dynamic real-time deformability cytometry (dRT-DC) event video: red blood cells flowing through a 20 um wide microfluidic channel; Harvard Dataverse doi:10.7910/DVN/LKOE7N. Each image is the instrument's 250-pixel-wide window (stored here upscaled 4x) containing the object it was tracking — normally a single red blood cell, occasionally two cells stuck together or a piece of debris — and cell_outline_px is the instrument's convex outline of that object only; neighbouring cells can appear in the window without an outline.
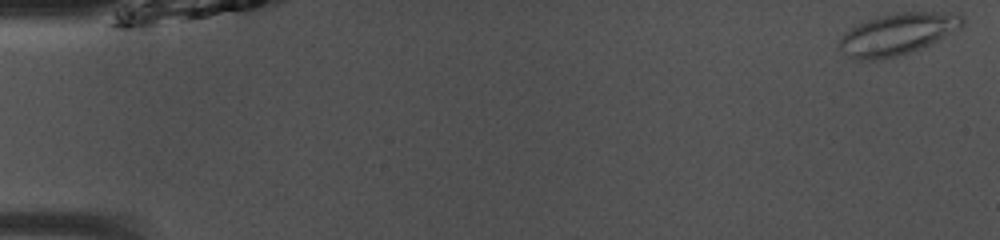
{"species": "common noctule bat (a hibernating species)", "species_latin": "Nyctalus noctula", "temperature_condition": "room temperature", "stored_images_in_passage": 45, "camera_frame_rate_fps": 3000, "um_per_image_px": 0.085, "animal": {"sex": "male", "body_mass_g": 13.0, "forearm_length_mm": 53.1}, "frame": {"image": 1, "passage_image": 1, "time_ms": 0.0, "image_size_px": [1000, 240], "cell_outline_px": [[964, 24], [960, 28], [920, 48], [896, 56], [876, 60], [856, 60], [840, 52], [840, 40], [844, 32], [868, 20], [880, 16], [900, 12], [960, 12], [964, 16]], "centroid_in_image_um": [76.3, 2.88], "position_along_channel_um": 8.7, "area_um2": 29.54}}
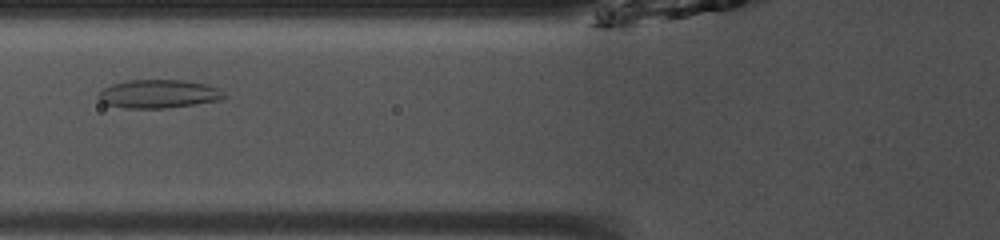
{"frame": {"image": 2, "passage_image": 19, "time_ms": 6.0, "image_size_px": [1000, 240], "cell_outline_px": [[228, 96], [220, 100], [164, 108], [124, 108], [104, 104], [96, 96], [104, 88], [112, 84], [128, 80], [184, 80], [204, 84], [220, 88]], "centroid_in_image_um": [13.48, 7.98], "position_along_channel_um": 112.3, "area_um2": 20.81}}
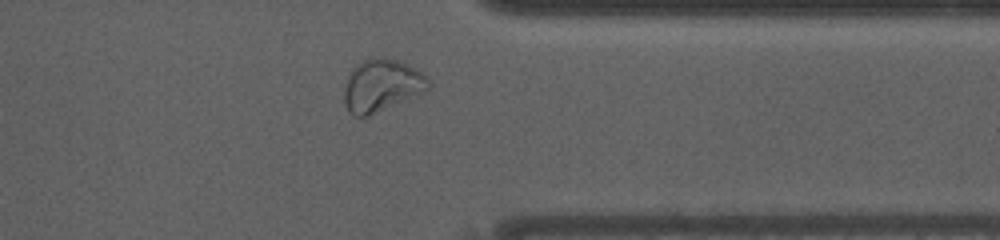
{"frame": {"image": 3, "passage_image": 39, "time_ms": 12.667, "image_size_px": [1000, 240], "cell_outline_px": [[432, 84], [428, 92], [368, 116], [356, 116], [348, 112], [344, 104], [344, 88], [348, 72], [352, 68], [364, 60], [372, 56], [384, 56], [400, 60], [408, 64], [420, 72]], "centroid_in_image_um": [32.45, 7.25], "position_along_channel_um": 378.9, "area_um2": 26.36}, "authors_computed_cell_mechanics": {"area_um2": 24.5072, "velocity_mm_per_s": 4.0459, "shape_relaxation_time_tau1_ms": null, "shape_relaxation_time_tau2_ms": 3.0494, "deformation_change_tau1": null, "deformation_change_tau2": 0.0541}}